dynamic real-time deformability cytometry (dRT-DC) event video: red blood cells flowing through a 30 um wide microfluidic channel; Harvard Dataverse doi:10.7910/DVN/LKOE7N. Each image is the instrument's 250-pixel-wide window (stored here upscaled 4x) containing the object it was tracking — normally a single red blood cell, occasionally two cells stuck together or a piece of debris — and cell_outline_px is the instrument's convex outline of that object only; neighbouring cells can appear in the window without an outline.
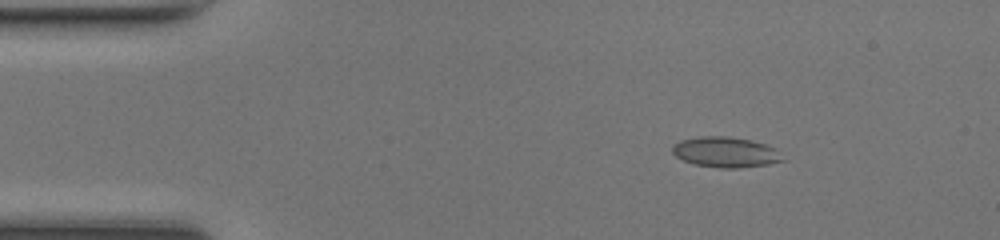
{"species": "common noctule bat (a hibernating species)", "species_latin": "Nyctalus noctula", "temperature_condition": "room temperature", "stored_images_in_passage": 42, "camera_frame_rate_fps": 3000, "um_per_image_px": 0.085, "animal": {"sex": "female", "body_mass_g": 17.0, "forearm_length_mm": 48.0}, "frame": {"image": 1, "passage_image": 1, "time_ms": 0.0, "image_size_px": [1000, 240], "cell_outline_px": [[788, 160], [768, 164], [736, 168], [720, 168], [692, 164], [676, 156], [672, 152], [672, 144], [680, 140], [700, 136], [728, 136], [748, 140], [764, 144], [776, 148]], "centroid_in_image_um": [61.68, 12.93], "position_along_channel_um": 23.3, "area_um2": 19.71}}
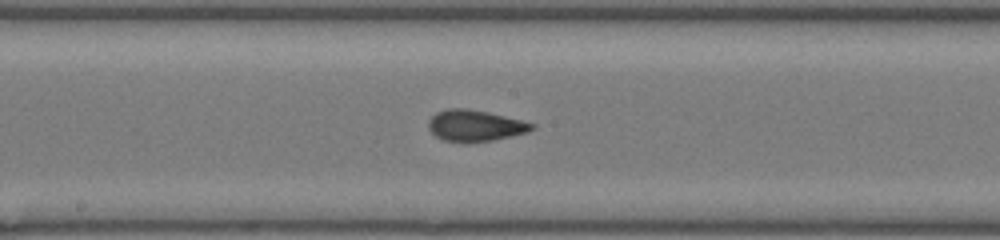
{"frame": {"image": 2, "passage_image": 19, "time_ms": 6.0, "image_size_px": [1000, 240], "cell_outline_px": [[536, 128], [528, 132], [492, 140], [444, 140], [436, 136], [428, 128], [428, 120], [436, 112], [448, 108], [464, 108], [488, 112], [536, 124]], "centroid_in_image_um": [40.39, 10.64], "position_along_channel_um": 207.8, "area_um2": 18.32}}
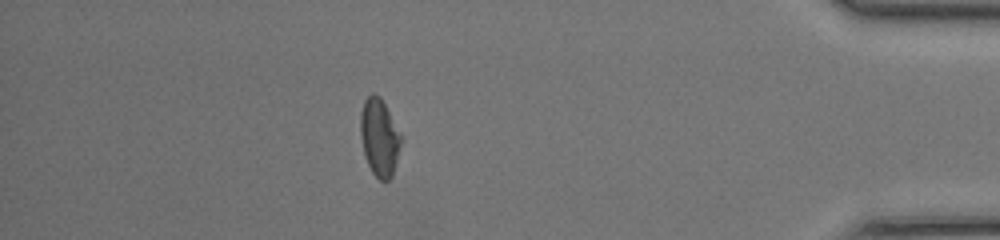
{"frame": {"image": 3, "passage_image": 36, "time_ms": 11.667, "image_size_px": [1000, 240], "cell_outline_px": [[404, 140], [392, 176], [388, 180], [380, 180], [372, 172], [364, 156], [360, 136], [360, 112], [364, 100], [372, 92], [380, 96]], "centroid_in_image_um": [32.25, 11.68], "position_along_channel_um": 402.9, "area_um2": 18.61}, "authors_computed_cell_mechanics": {"area_um2": 18.3226, "velocity_mm_per_s": 4.31, "shape_relaxation_time_tau1_ms": null, "shape_relaxation_time_tau2_ms": 1.2107, "deformation_change_tau1": null, "deformation_change_tau2": 0.0626}}